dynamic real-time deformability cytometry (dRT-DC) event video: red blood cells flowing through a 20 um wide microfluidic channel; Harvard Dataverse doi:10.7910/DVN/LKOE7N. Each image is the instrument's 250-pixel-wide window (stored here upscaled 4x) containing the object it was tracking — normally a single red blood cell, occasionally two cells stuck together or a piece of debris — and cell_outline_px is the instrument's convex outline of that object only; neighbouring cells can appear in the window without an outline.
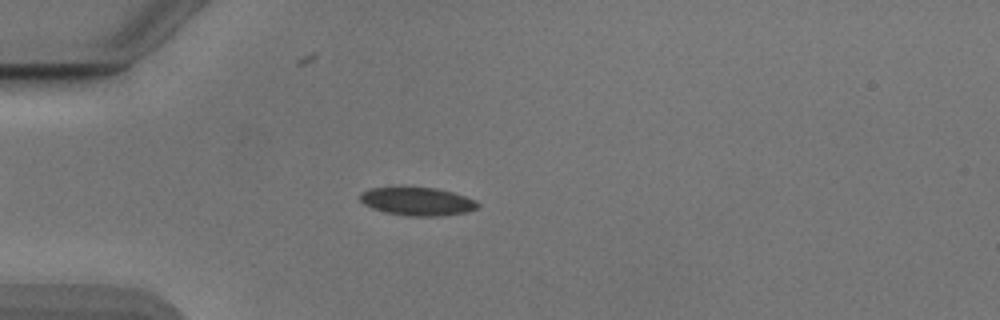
{"species": "Egyptian fruit bat (a non-hibernating species)", "species_latin": "Rousettus aegyptiacus", "temperature_condition": "cold", "stored_images_in_passage": 53, "camera_frame_rate_fps": 3000, "um_per_image_px": 0.085, "animal": {"sex": "male"}, "frame": {"image": 1, "passage_image": 15, "time_ms": 4.667, "image_size_px": [1000, 320], "cell_outline_px": [[480, 204], [476, 208], [468, 212], [440, 216], [404, 216], [384, 212], [372, 208], [364, 204], [360, 200], [360, 196], [364, 192], [372, 188], [436, 188], [452, 192], [476, 200]], "centroid_in_image_um": [35.51, 17.14], "position_along_channel_um": 49.5, "area_um2": 19.13}}
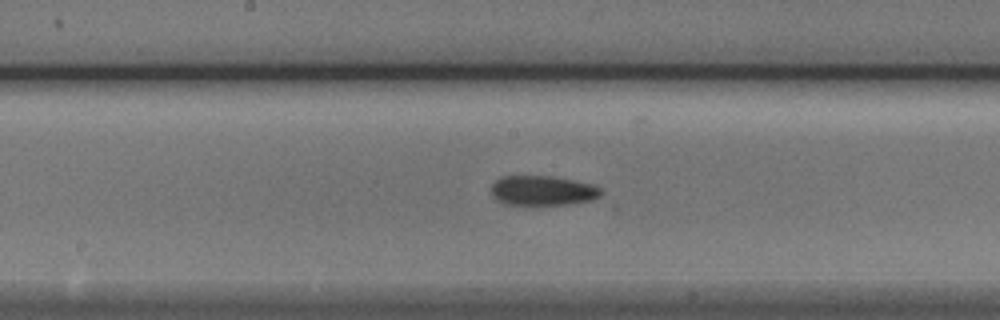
{"frame": {"image": 2, "passage_image": 28, "time_ms": 9.0, "image_size_px": [1000, 320], "cell_outline_px": [[604, 192], [600, 196], [592, 200], [568, 204], [504, 204], [496, 200], [492, 196], [492, 184], [500, 176], [552, 176], [592, 184], [600, 188]], "centroid_in_image_um": [46.12, 16.19], "position_along_channel_um": 202.1, "area_um2": 19.02}}
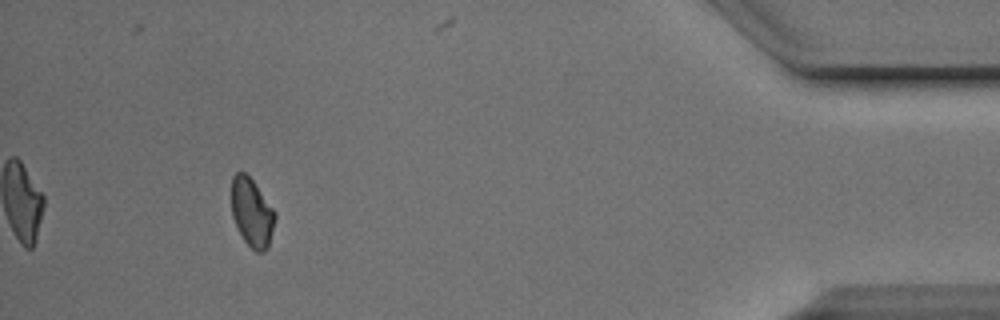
{"frame": {"image": 3, "passage_image": 49, "time_ms": 16.0, "image_size_px": [1000, 320], "cell_outline_px": [[276, 216], [268, 248], [264, 252], [256, 252], [244, 240], [232, 216], [232, 176], [236, 172], [244, 172], [252, 180], [276, 212]], "centroid_in_image_um": [21.42, 18.07], "position_along_channel_um": 413.8, "area_um2": 17.17}, "authors_computed_cell_mechanics": {"area_um2": 18.7272, "velocity_mm_per_s": 3.8861, "shape_relaxation_time_tau1_ms": 6.0084, "shape_relaxation_time_tau2_ms": null, "deformation_change_tau1": 0.1279, "deformation_change_tau2": null}}